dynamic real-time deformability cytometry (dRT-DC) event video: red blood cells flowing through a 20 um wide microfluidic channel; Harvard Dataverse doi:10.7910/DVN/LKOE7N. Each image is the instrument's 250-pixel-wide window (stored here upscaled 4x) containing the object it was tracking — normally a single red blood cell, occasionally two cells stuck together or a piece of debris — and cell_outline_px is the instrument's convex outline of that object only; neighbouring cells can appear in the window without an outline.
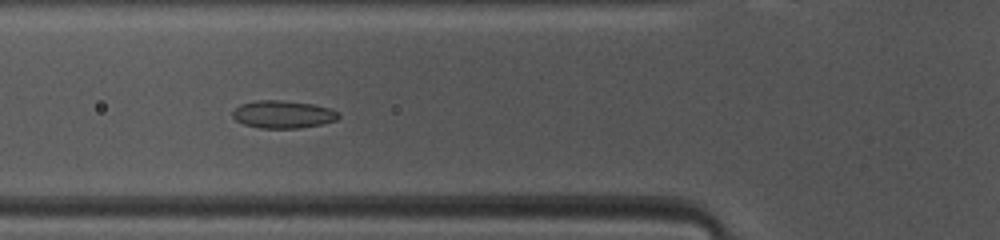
{"species": "common noctule bat (a hibernating species)", "species_latin": "Nyctalus noctula", "temperature_condition": "warm", "stored_images_in_passage": 39, "camera_frame_rate_fps": 3000, "um_per_image_px": 0.085, "animal": {"sex": "female", "body_mass_g": 10.0, "forearm_length_mm": 53.1}, "frame": {"image": 1, "passage_image": 7, "time_ms": 2.0, "image_size_px": [1000, 240], "cell_outline_px": [[340, 116], [336, 120], [320, 124], [300, 128], [260, 128], [244, 124], [236, 120], [232, 116], [232, 112], [240, 104], [256, 100], [280, 100], [312, 104], [328, 108], [340, 112]], "centroid_in_image_um": [24.04, 9.72], "position_along_channel_um": 101.8, "area_um2": 16.99}}
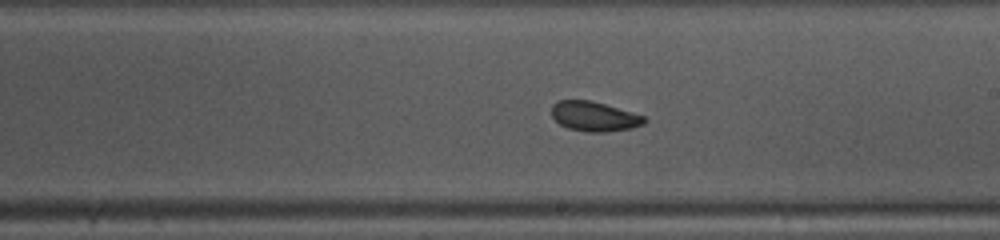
{"frame": {"image": 2, "passage_image": 17, "time_ms": 5.333, "image_size_px": [1000, 240], "cell_outline_px": [[648, 120], [644, 124], [632, 128], [608, 132], [584, 132], [568, 128], [560, 124], [552, 116], [552, 104], [556, 100], [592, 100], [632, 112], [644, 116]], "centroid_in_image_um": [50.52, 9.89], "position_along_channel_um": 238.5, "area_um2": 16.24}}
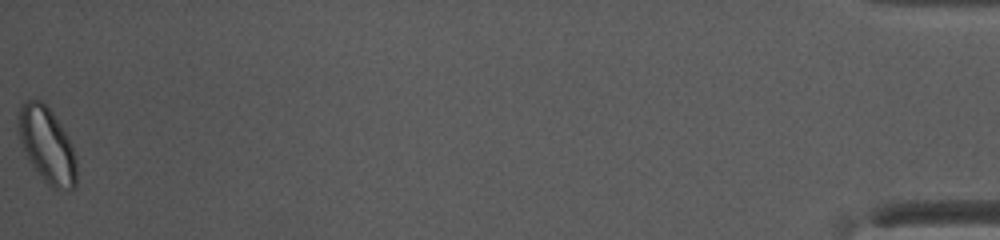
{"frame": {"image": 3, "passage_image": 39, "time_ms": 12.667, "image_size_px": [1000, 240], "cell_outline_px": [[76, 188], [52, 188], [44, 180], [28, 160], [20, 140], [16, 128], [16, 120], [20, 104], [28, 100], [40, 100], [52, 112], [68, 136], [72, 144], [76, 160]], "centroid_in_image_um": [3.96, 12.3], "position_along_channel_um": 431.2, "area_um2": 25.66}, "authors_computed_cell_mechanics": {"area_um2": 16.9932, "velocity_mm_per_s": 4.0864, "shape_relaxation_time_tau1_ms": 4.1188, "shape_relaxation_time_tau2_ms": 1.4828, "deformation_change_tau1": 0.1141, "deformation_change_tau2": 0.0735}}